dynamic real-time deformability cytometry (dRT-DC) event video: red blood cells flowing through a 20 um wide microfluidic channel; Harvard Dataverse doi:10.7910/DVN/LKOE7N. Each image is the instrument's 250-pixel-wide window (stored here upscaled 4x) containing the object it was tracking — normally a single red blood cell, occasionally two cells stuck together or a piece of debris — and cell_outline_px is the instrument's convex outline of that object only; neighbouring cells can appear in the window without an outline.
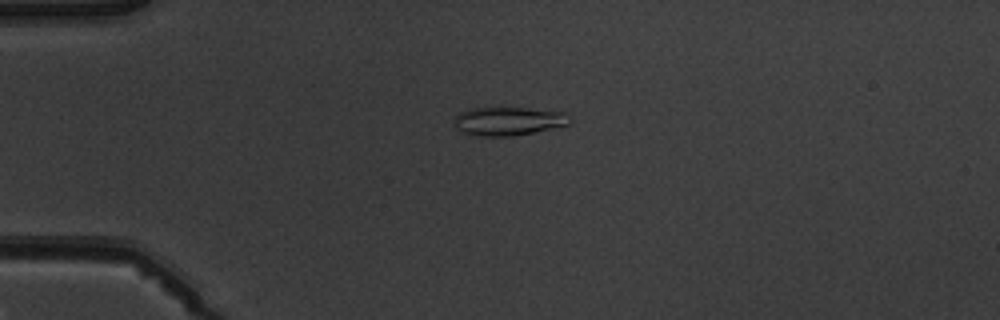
{"species": "common noctule bat (a hibernating species)", "species_latin": "Nyctalus noctula", "temperature_condition": "warm", "stored_images_in_passage": 5, "camera_frame_rate_fps": 3000, "um_per_image_px": 0.085, "animal": {"sex": "male", "body_mass_g": 19.5, "forearm_length_mm": 54.6}, "frame": {"image": 1, "passage_image": 4, "time_ms": 4.333, "image_size_px": [1000, 320], "cell_outline_px": [[572, 124], [512, 136], [480, 136], [460, 132], [452, 124], [456, 116], [460, 112], [472, 108], [528, 108], [564, 112], [572, 116]], "centroid_in_image_um": [43.22, 10.3], "position_along_channel_um": 41.8, "area_um2": 19.36}}